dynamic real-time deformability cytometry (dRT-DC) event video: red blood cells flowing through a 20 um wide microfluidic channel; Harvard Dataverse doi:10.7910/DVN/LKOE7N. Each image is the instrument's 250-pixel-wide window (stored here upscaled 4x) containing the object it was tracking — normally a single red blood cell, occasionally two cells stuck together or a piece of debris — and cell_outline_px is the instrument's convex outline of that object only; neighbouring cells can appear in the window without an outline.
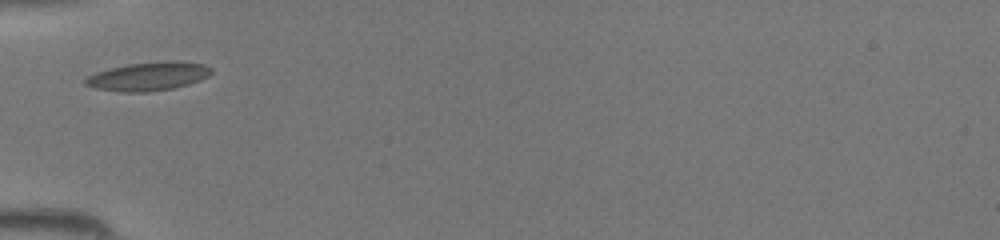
{"species": "common noctule bat (a hibernating species)", "species_latin": "Nyctalus noctula", "temperature_condition": "room temperature", "stored_images_in_passage": 17, "camera_frame_rate_fps": 3000, "um_per_image_px": 0.085, "animal": {"sex": "female", "body_mass_g": 19.5, "forearm_length_mm": 54.1}, "frame": {"image": 1, "passage_image": 1, "time_ms": 0.0, "image_size_px": [1000, 240], "cell_outline_px": [[212, 72], [208, 76], [200, 80], [176, 88], [148, 92], [120, 92], [96, 88], [84, 84], [84, 80], [88, 76], [96, 72], [128, 64], [168, 60], [176, 60], [204, 64], [212, 68]], "centroid_in_image_um": [12.64, 6.49], "position_along_channel_um": 72.4, "area_um2": 21.1}}
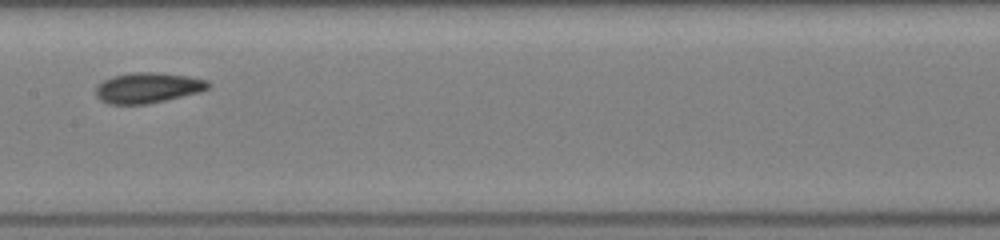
{"frame": {"image": 2, "passage_image": 9, "time_ms": 2.667, "image_size_px": [1000, 240], "cell_outline_px": [[208, 88], [200, 92], [148, 104], [108, 104], [100, 100], [96, 96], [96, 88], [104, 80], [112, 76], [136, 72], [156, 72], [188, 76], [208, 80]], "centroid_in_image_um": [12.55, 7.46], "position_along_channel_um": 194.8, "area_um2": 19.83}}
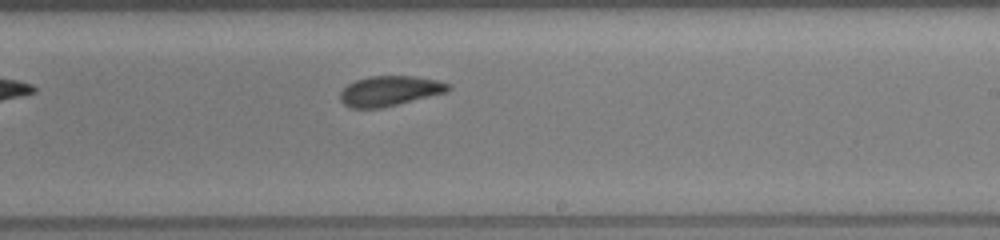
{"frame": {"image": 3, "passage_image": 13, "time_ms": 4.0, "image_size_px": [1000, 240], "cell_outline_px": [[452, 88], [448, 92], [380, 108], [352, 108], [344, 104], [340, 100], [340, 92], [348, 84], [356, 80], [372, 76], [412, 76], [436, 80], [452, 84]], "centroid_in_image_um": [33.15, 7.73], "position_along_channel_um": 255.9, "area_um2": 18.84}}